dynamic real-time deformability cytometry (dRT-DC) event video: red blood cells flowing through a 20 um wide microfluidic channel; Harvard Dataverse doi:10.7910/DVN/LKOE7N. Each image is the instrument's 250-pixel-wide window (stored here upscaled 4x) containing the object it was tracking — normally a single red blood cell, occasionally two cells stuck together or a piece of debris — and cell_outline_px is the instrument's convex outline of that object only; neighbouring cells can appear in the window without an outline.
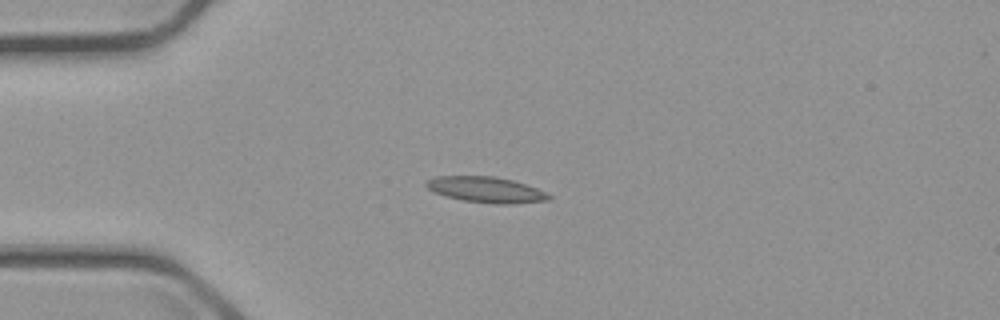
{"species": "common noctule bat (a hibernating species)", "species_latin": "Nyctalus noctula", "temperature_condition": "cold", "stored_images_in_passage": 6, "camera_frame_rate_fps": 3000, "um_per_image_px": 0.085, "animal": {"sex": "male", "body_mass_g": 23.1, "forearm_length_mm": 52.7}, "frame": {"image": 1, "passage_image": 4, "time_ms": 4.667, "image_size_px": [1000, 320], "cell_outline_px": [[552, 200], [512, 204], [496, 204], [464, 200], [444, 196], [432, 192], [424, 184], [424, 180], [436, 176], [492, 176], [512, 180], [536, 188], [552, 196]], "centroid_in_image_um": [41.27, 16.12], "position_along_channel_um": 43.7, "area_um2": 18.5}}
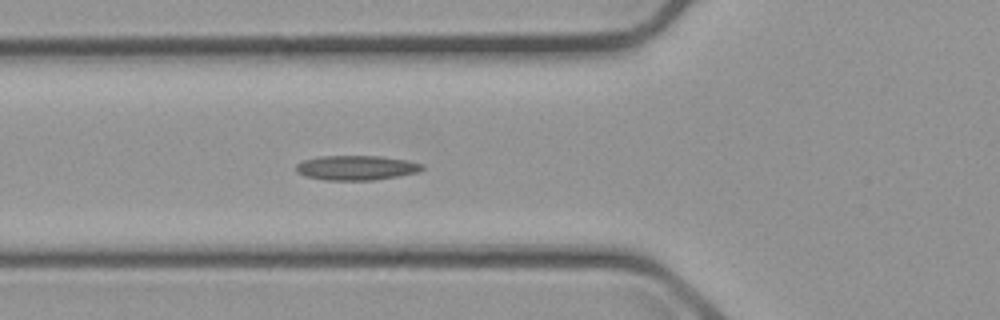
{"frame": {"image": 2, "passage_image": 6, "time_ms": 6.667, "image_size_px": [1000, 320], "cell_outline_px": [[424, 168], [420, 172], [400, 176], [372, 180], [324, 180], [304, 176], [296, 172], [296, 164], [304, 160], [320, 156], [380, 156], [404, 160], [424, 164]], "centroid_in_image_um": [30.29, 14.26], "position_along_channel_um": 95.5, "area_um2": 18.21}}